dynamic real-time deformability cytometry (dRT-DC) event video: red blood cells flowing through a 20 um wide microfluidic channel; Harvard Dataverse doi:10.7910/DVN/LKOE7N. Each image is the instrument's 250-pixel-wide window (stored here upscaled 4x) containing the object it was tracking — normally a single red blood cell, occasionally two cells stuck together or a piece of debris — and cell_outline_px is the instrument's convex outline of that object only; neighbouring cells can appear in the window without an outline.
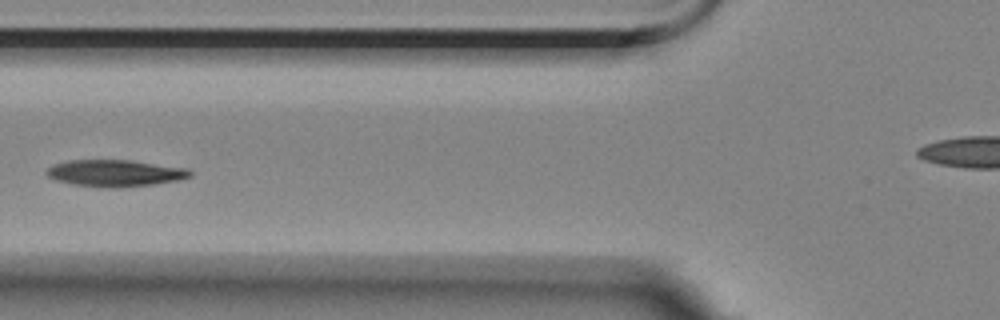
{"species": "Egyptian fruit bat (a non-hibernating species)", "species_latin": "Rousettus aegyptiacus", "temperature_condition": "room temperature", "stored_images_in_passage": 2, "camera_frame_rate_fps": 3000, "um_per_image_px": 0.085, "animal": {"sex": "female"}, "frame": {"image": 1, "passage_image": 2, "time_ms": 1.333, "image_size_px": [1000, 320], "cell_outline_px": [[192, 176], [176, 180], [152, 184], [120, 188], [108, 188], [72, 184], [56, 180], [48, 176], [44, 172], [52, 164], [68, 160], [132, 160], [188, 168], [192, 172]], "centroid_in_image_um": [9.76, 14.71], "position_along_channel_um": 116.0, "area_um2": 22.48}}